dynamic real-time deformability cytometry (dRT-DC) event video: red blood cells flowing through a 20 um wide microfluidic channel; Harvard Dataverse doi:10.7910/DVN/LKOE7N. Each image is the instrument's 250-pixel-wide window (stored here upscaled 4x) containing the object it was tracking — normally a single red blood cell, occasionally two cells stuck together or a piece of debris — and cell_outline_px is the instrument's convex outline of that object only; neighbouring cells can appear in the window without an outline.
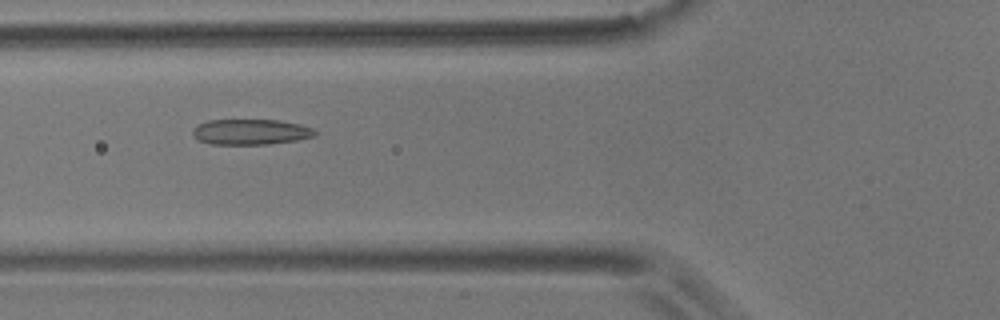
{"species": "common noctule bat (a hibernating species)", "species_latin": "Nyctalus noctula", "temperature_condition": "room temperature", "stored_images_in_passage": 7, "camera_frame_rate_fps": 3000, "um_per_image_px": 0.085, "animal": {"sex": "male", "body_mass_g": 17.9}, "frame": {"image": 1, "passage_image": 6, "time_ms": 1.667, "image_size_px": [1000, 320], "cell_outline_px": [[316, 136], [296, 140], [268, 144], [212, 144], [200, 140], [192, 136], [192, 128], [208, 120], [276, 120], [300, 124], [312, 128], [316, 132]], "centroid_in_image_um": [21.3, 11.21], "position_along_channel_um": 104.5, "area_um2": 18.09}}
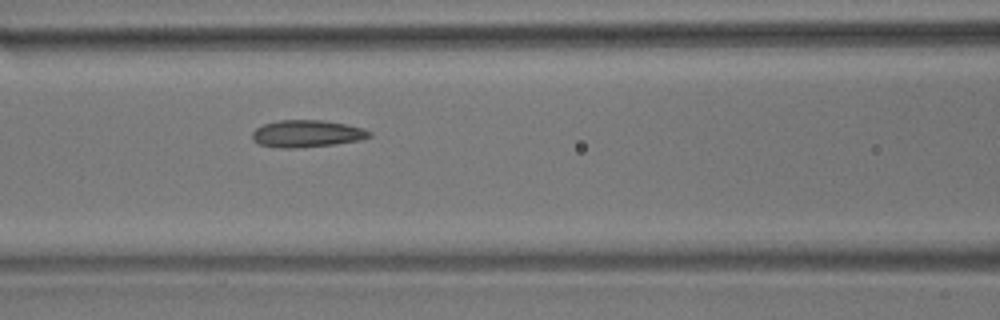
{"frame": {"image": 2, "passage_image": 7, "time_ms": 2.0, "image_size_px": [1000, 320], "cell_outline_px": [[372, 136], [360, 140], [336, 144], [296, 148], [280, 148], [260, 144], [252, 140], [252, 132], [256, 128], [264, 124], [280, 120], [324, 120], [348, 124], [364, 128], [372, 132]], "centroid_in_image_um": [26.12, 11.36], "position_along_channel_um": 140.5, "area_um2": 18.67}}